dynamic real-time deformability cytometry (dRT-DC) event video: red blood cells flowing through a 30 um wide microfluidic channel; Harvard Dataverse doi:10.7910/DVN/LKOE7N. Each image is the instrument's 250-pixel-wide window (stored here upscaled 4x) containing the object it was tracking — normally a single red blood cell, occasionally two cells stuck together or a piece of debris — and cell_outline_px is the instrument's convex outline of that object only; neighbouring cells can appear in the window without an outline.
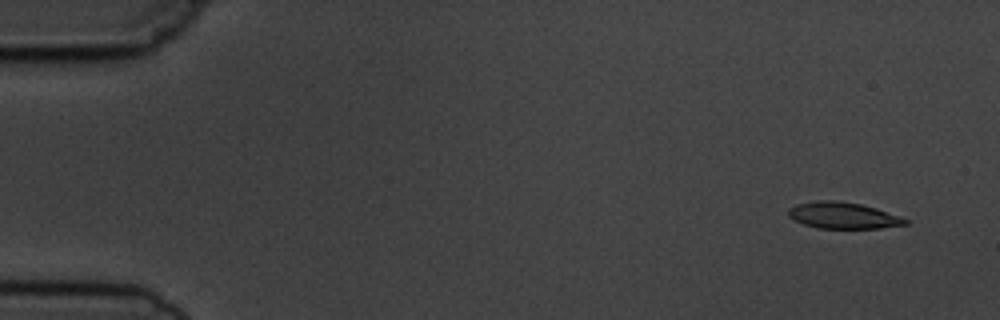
{"species": "common noctule bat (a hibernating species)", "species_latin": "Nyctalus noctula", "temperature_condition": "cold", "stored_images_in_passage": 8, "camera_frame_rate_fps": 3000, "um_per_image_px": 0.085, "animal": {"sex": "male", "body_mass_g": 19.5, "forearm_length_mm": 54.6}, "frame": {"image": 1, "passage_image": 2, "time_ms": 1.0, "image_size_px": [1000, 320], "cell_outline_px": [[908, 224], [880, 228], [816, 228], [804, 224], [788, 216], [788, 208], [796, 204], [820, 200], [832, 200], [860, 204], [876, 208], [900, 216], [908, 220]], "centroid_in_image_um": [71.65, 18.31], "position_along_channel_um": 13.3, "area_um2": 17.86}}
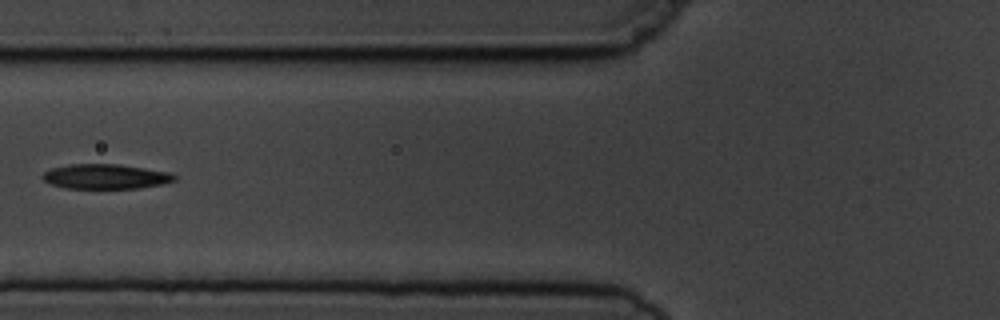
{"frame": {"image": 2, "passage_image": 7, "time_ms": 7.0, "image_size_px": [1000, 320], "cell_outline_px": [[176, 180], [160, 184], [136, 188], [64, 188], [52, 184], [44, 180], [40, 176], [44, 172], [52, 168], [68, 164], [120, 164], [168, 172], [176, 176]], "centroid_in_image_um": [8.93, 14.99], "position_along_channel_um": 116.9, "area_um2": 18.9}}
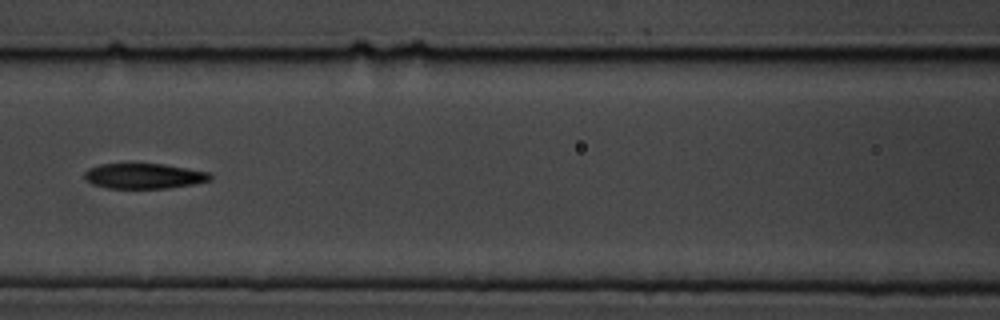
{"frame": {"image": 3, "passage_image": 8, "time_ms": 8.0, "image_size_px": [1000, 320], "cell_outline_px": [[212, 180], [192, 184], [168, 188], [108, 188], [92, 184], [84, 176], [84, 172], [88, 168], [100, 164], [164, 164], [208, 172], [212, 176]], "centroid_in_image_um": [12.23, 14.96], "position_along_channel_um": 154.4, "area_um2": 18.38}}